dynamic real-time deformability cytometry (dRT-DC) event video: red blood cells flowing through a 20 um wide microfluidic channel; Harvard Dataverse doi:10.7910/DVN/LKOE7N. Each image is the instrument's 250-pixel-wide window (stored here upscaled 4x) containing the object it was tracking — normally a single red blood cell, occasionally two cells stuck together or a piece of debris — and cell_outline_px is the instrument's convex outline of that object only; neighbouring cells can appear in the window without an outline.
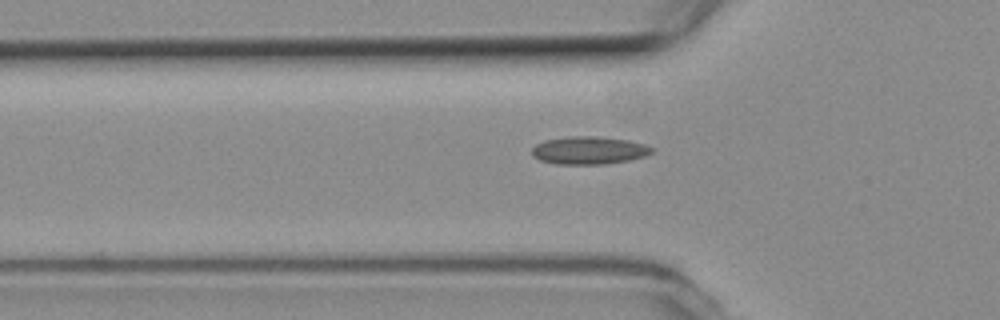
{"species": "common noctule bat (a hibernating species)", "species_latin": "Nyctalus noctula", "temperature_condition": "room temperature", "stored_images_in_passage": 31, "camera_frame_rate_fps": 3000, "um_per_image_px": 0.085, "animal": {"sex": "female", "body_mass_g": 19.3, "forearm_length_mm": 54.1}, "frame": {"image": 1, "passage_image": 4, "time_ms": 1.0, "image_size_px": [1000, 320], "cell_outline_px": [[652, 152], [644, 156], [628, 160], [604, 164], [556, 164], [540, 160], [532, 156], [532, 148], [536, 144], [544, 140], [568, 136], [596, 136], [628, 140], [644, 144], [652, 148]], "centroid_in_image_um": [50.01, 12.77], "position_along_channel_um": 75.8, "area_um2": 19.36}}
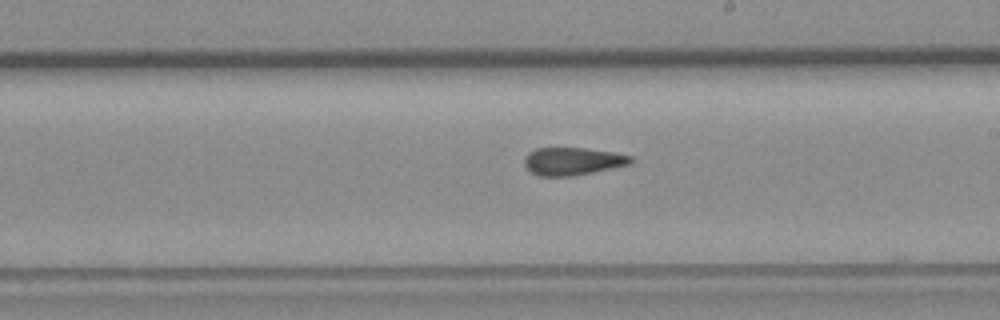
{"frame": {"image": 2, "passage_image": 17, "time_ms": 5.333, "image_size_px": [1000, 320], "cell_outline_px": [[632, 164], [572, 176], [540, 176], [532, 172], [524, 164], [524, 160], [528, 152], [536, 148], [584, 148], [612, 152], [632, 156]], "centroid_in_image_um": [48.67, 13.7], "position_along_channel_um": 240.3, "area_um2": 17.05}}
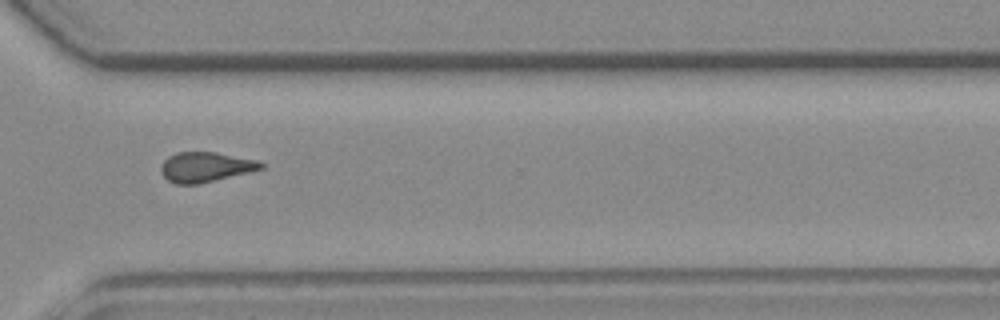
{"frame": {"image": 3, "passage_image": 26, "time_ms": 8.333, "image_size_px": [1000, 320], "cell_outline_px": [[264, 168], [200, 184], [176, 184], [168, 180], [160, 172], [160, 168], [164, 160], [168, 156], [176, 152], [216, 152], [256, 160], [264, 164]], "centroid_in_image_um": [17.44, 14.19], "position_along_channel_um": 353.2, "area_um2": 17.4}}